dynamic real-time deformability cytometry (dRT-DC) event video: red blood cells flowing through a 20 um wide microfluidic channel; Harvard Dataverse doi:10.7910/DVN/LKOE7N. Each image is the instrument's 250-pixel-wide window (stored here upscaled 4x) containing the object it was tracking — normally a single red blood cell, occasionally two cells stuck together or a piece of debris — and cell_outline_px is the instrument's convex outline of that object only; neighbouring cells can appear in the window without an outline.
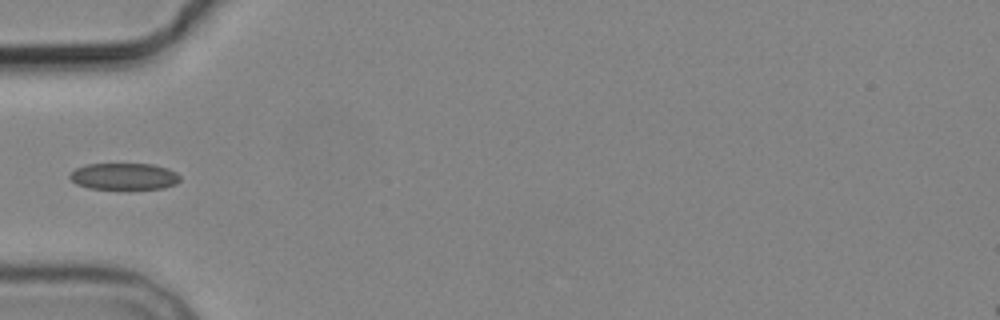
{"species": "common noctule bat (a hibernating species)", "species_latin": "Nyctalus noctula", "temperature_condition": "cold", "stored_images_in_passage": 7, "camera_frame_rate_fps": 3000, "um_per_image_px": 0.085, "animal": {"sex": "male", "body_mass_g": 19.2, "forearm_length_mm": 51.8}, "frame": {"image": 1, "passage_image": 4, "time_ms": 4.0, "image_size_px": [1000, 320], "cell_outline_px": [[180, 180], [176, 184], [164, 188], [88, 188], [76, 184], [68, 176], [76, 168], [84, 164], [152, 164], [168, 168], [176, 172], [180, 176]], "centroid_in_image_um": [10.55, 14.98], "position_along_channel_um": 74.4, "area_um2": 16.99}}
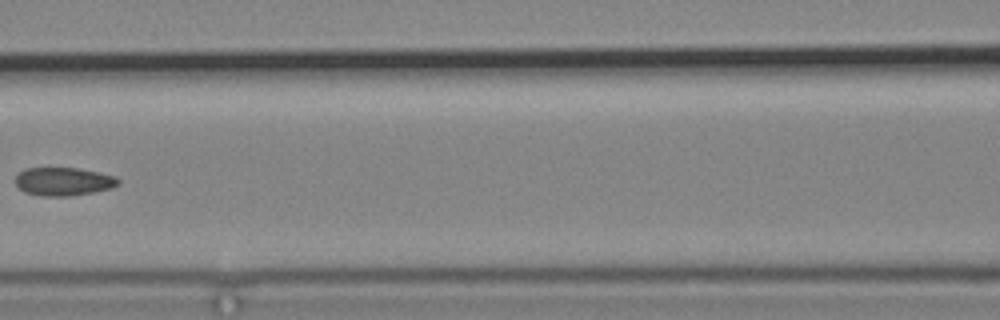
{"frame": {"image": 2, "passage_image": 6, "time_ms": 6.333, "image_size_px": [1000, 320], "cell_outline_px": [[120, 184], [112, 188], [72, 196], [40, 196], [24, 192], [16, 184], [16, 176], [24, 168], [80, 168], [116, 176], [120, 180]], "centroid_in_image_um": [5.42, 15.43], "position_along_channel_um": 161.2, "area_um2": 17.05}}
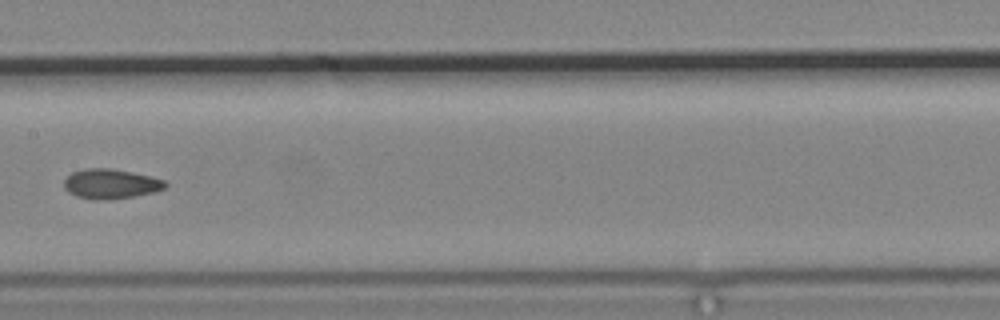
{"frame": {"image": 3, "passage_image": 7, "time_ms": 7.333, "image_size_px": [1000, 320], "cell_outline_px": [[168, 184], [164, 188], [156, 192], [132, 196], [100, 200], [92, 200], [76, 196], [68, 192], [64, 188], [64, 180], [72, 172], [84, 168], [112, 168], [148, 176], [164, 180]], "centroid_in_image_um": [9.38, 15.62], "position_along_channel_um": 198.0, "area_um2": 17.46}}